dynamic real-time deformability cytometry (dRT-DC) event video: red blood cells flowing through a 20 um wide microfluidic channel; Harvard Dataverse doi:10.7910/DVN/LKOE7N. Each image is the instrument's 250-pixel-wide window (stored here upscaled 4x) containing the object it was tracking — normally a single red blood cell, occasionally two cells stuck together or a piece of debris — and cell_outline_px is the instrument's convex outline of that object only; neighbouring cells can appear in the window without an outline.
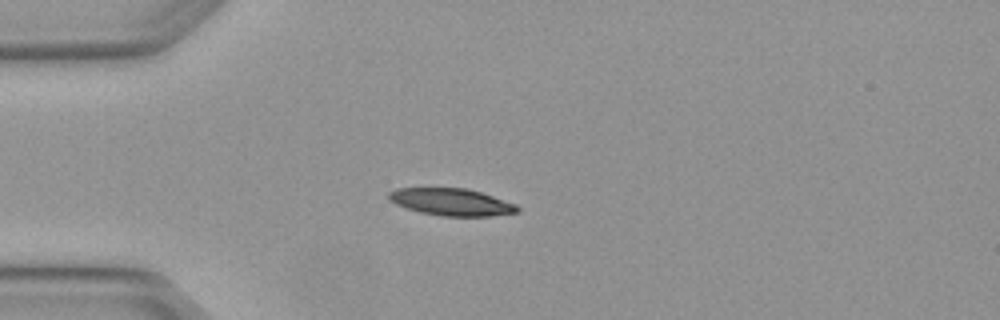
{"species": "Egyptian fruit bat (a non-hibernating species)", "species_latin": "Rousettus aegyptiacus", "temperature_condition": "warm", "stored_images_in_passage": 5, "camera_frame_rate_fps": 3000, "um_per_image_px": 0.085, "animal": {"sex": "female"}, "frame": {"image": 1, "passage_image": 4, "time_ms": 1.0, "image_size_px": [1000, 320], "cell_outline_px": [[520, 212], [492, 216], [444, 216], [420, 212], [396, 204], [388, 200], [388, 192], [396, 188], [468, 188], [516, 204], [520, 208]], "centroid_in_image_um": [38.38, 17.17], "position_along_channel_um": 46.6, "area_um2": 20.35}}